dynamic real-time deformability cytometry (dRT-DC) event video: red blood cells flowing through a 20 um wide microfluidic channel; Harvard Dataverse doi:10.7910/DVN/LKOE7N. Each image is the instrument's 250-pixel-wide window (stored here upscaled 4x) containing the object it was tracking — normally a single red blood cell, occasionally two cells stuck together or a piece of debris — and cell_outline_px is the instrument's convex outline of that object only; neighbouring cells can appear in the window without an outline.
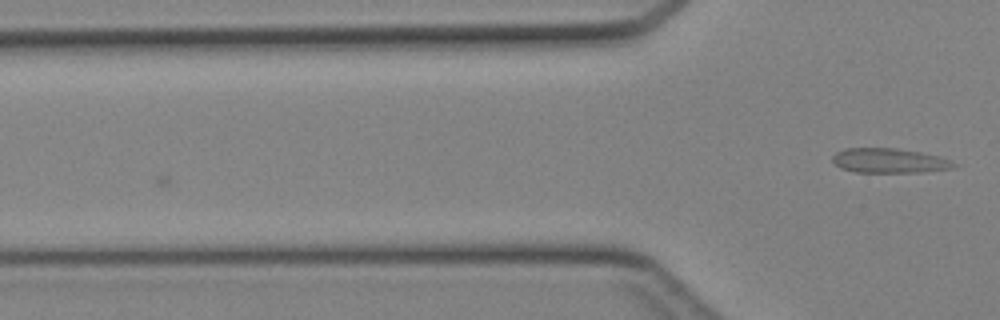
{"species": "Egyptian fruit bat (a non-hibernating species)", "species_latin": "Rousettus aegyptiacus", "temperature_condition": "cold", "stored_images_in_passage": 14, "camera_frame_rate_fps": 3000, "um_per_image_px": 0.085, "animal": {"sex": "female"}, "frame": {"image": 1, "passage_image": 14, "time_ms": 4.333, "image_size_px": [1000, 320], "cell_outline_px": [[960, 164], [956, 168], [920, 172], [856, 172], [840, 168], [832, 160], [832, 156], [836, 152], [844, 148], [896, 148], [920, 152], [940, 156]], "centroid_in_image_um": [75.63, 13.65], "position_along_channel_um": 50.2, "area_um2": 17.57}}